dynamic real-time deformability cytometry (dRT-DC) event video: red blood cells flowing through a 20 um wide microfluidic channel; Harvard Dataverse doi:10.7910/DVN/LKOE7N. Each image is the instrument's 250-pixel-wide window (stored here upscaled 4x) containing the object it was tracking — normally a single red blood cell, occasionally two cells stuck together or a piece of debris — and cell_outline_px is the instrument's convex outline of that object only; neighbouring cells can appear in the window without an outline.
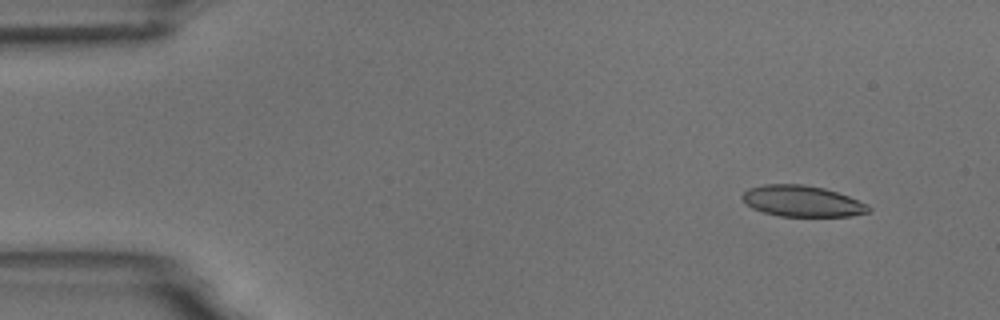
{"species": "common noctule bat (a hibernating species)", "species_latin": "Nyctalus noctula", "temperature_condition": "room temperature", "stored_images_in_passage": 6, "camera_frame_rate_fps": 3000, "um_per_image_px": 0.085, "animal": {"sex": "male", "body_mass_g": 18.8}, "frame": {"image": 1, "passage_image": 2, "time_ms": 1.333, "image_size_px": [1000, 320], "cell_outline_px": [[872, 208], [868, 212], [852, 216], [780, 216], [764, 212], [752, 208], [740, 196], [748, 188], [764, 184], [804, 184], [824, 188], [848, 196], [868, 204]], "centroid_in_image_um": [68.19, 17.09], "position_along_channel_um": 16.8, "area_um2": 22.83}}
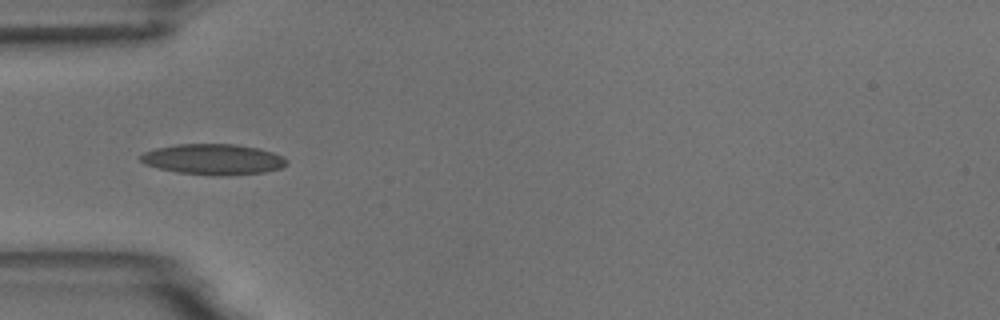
{"frame": {"image": 2, "passage_image": 5, "time_ms": 5.333, "image_size_px": [1000, 320], "cell_outline_px": [[288, 164], [280, 168], [264, 172], [224, 176], [216, 176], [176, 172], [144, 164], [140, 160], [140, 156], [144, 152], [156, 148], [176, 144], [236, 144], [256, 148], [272, 152], [284, 156], [288, 160]], "centroid_in_image_um": [18.14, 13.54], "position_along_channel_um": 66.9, "area_um2": 26.18}}